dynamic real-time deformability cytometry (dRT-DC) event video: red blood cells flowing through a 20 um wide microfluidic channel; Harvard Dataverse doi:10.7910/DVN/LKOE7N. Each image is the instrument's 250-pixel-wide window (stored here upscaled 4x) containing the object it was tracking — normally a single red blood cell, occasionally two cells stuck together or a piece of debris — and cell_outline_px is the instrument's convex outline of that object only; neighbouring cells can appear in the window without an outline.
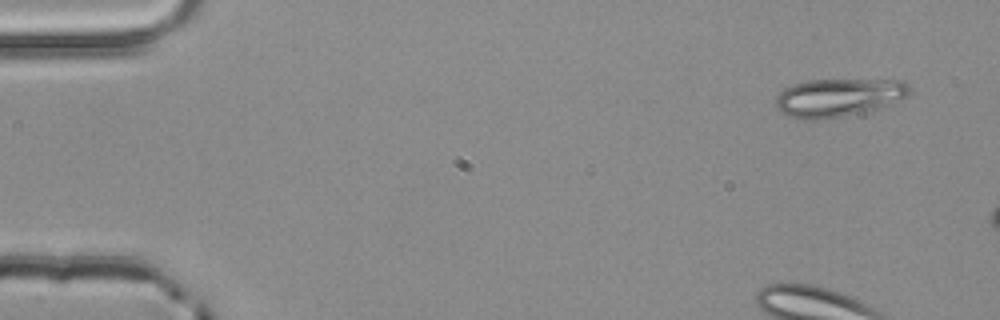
{"species": "common noctule bat (a hibernating species)", "species_latin": "Nyctalus noctula", "temperature_condition": "room temperature", "stored_images_in_passage": 4, "camera_frame_rate_fps": 3000, "um_per_image_px": 0.085, "animal": {"sex": "male", "body_mass_g": 20.4}, "frame": {"image": 1, "passage_image": 1, "time_ms": 0.0, "image_size_px": [1000, 320], "cell_outline_px": [[908, 96], [868, 112], [824, 120], [800, 120], [788, 116], [780, 112], [776, 108], [776, 96], [784, 88], [792, 84], [808, 80], [904, 80], [908, 84]], "centroid_in_image_um": [71.21, 8.31], "position_along_channel_um": 13.8, "area_um2": 30.11}}